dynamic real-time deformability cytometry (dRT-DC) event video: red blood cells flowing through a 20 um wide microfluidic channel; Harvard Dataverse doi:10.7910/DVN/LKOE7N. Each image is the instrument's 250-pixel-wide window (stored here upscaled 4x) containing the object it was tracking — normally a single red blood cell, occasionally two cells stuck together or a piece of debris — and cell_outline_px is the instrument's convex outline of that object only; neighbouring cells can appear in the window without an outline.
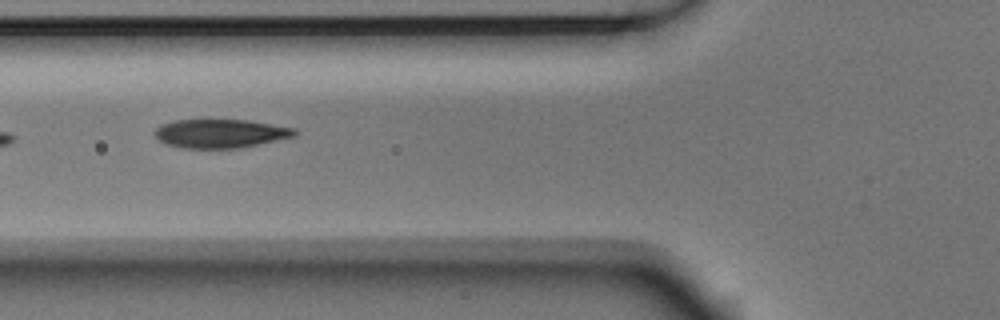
{"species": "Egyptian fruit bat (a non-hibernating species)", "species_latin": "Rousettus aegyptiacus", "temperature_condition": "room temperature", "stored_images_in_passage": 6, "camera_frame_rate_fps": 3000, "um_per_image_px": 0.085, "animal": {"sex": "male"}, "frame": {"image": 1, "passage_image": 6, "time_ms": 1.667, "image_size_px": [1000, 320], "cell_outline_px": [[296, 136], [240, 148], [180, 148], [164, 144], [156, 136], [156, 128], [160, 124], [176, 120], [248, 120], [296, 128]], "centroid_in_image_um": [18.74, 11.35], "position_along_channel_um": 107.1, "area_um2": 23.41}}